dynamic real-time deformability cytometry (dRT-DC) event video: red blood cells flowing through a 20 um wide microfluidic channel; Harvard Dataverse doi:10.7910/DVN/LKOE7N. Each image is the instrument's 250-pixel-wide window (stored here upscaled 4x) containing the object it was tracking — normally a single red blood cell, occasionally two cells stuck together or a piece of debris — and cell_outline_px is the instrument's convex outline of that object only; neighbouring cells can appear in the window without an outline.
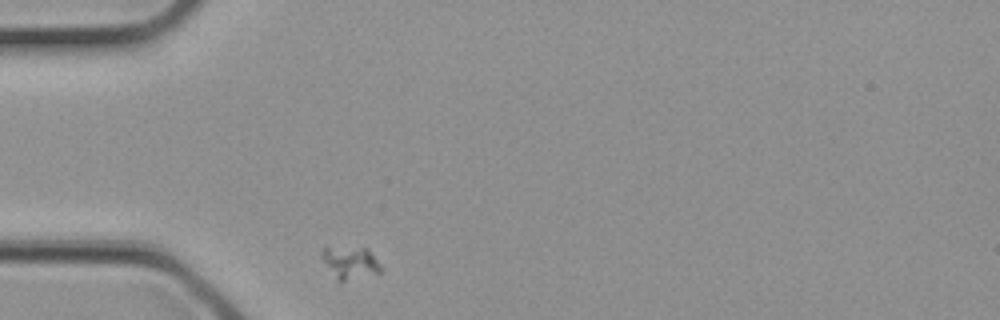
{"species": "common noctule bat (a hibernating species)", "species_latin": "Nyctalus noctula", "temperature_condition": "cold", "stored_images_in_passage": 1, "camera_frame_rate_fps": 3000, "um_per_image_px": 0.085, "animal": {"sex": "female", "body_mass_g": 21.9}, "frame": {"image": 1, "passage_image": 1, "time_ms": 0.0, "image_size_px": [1000, 320], "cell_outline_px": [[384, 272], [344, 280], [336, 280], [320, 256], [324, 248], [368, 248], [384, 268]], "centroid_in_image_um": [29.83, 22.33], "position_along_channel_um": 55.2, "area_um2": 10.98}}